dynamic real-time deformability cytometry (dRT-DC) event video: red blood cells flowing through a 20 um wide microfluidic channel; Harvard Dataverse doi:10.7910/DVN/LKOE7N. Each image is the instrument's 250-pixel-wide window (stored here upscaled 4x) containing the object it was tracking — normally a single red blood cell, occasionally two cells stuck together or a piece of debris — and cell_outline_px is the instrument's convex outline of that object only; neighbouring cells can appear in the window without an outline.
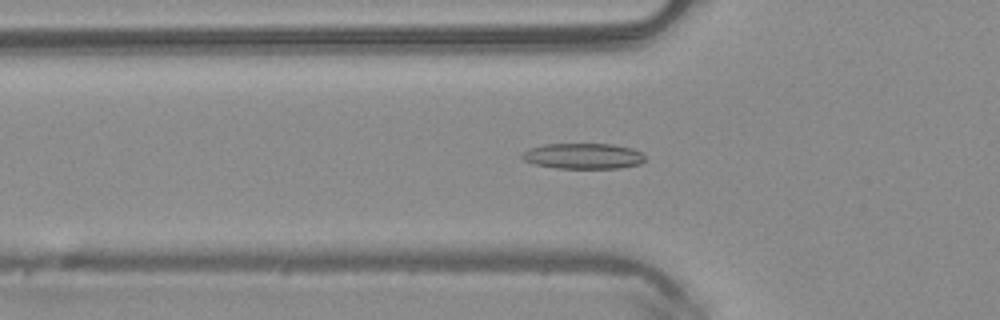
{"species": "common noctule bat (a hibernating species)", "species_latin": "Nyctalus noctula", "temperature_condition": "warm", "stored_images_in_passage": 49, "camera_frame_rate_fps": 3000, "um_per_image_px": 0.085, "animal": {"sex": "male", "body_mass_g": 20.4}, "frame": {"image": 1, "passage_image": 16, "time_ms": 5.0, "image_size_px": [1000, 320], "cell_outline_px": [[644, 160], [640, 164], [620, 168], [556, 168], [536, 164], [524, 160], [520, 156], [520, 152], [528, 148], [544, 144], [612, 144], [632, 148], [644, 152]], "centroid_in_image_um": [49.56, 13.26], "position_along_channel_um": 76.2, "area_um2": 18.55}}
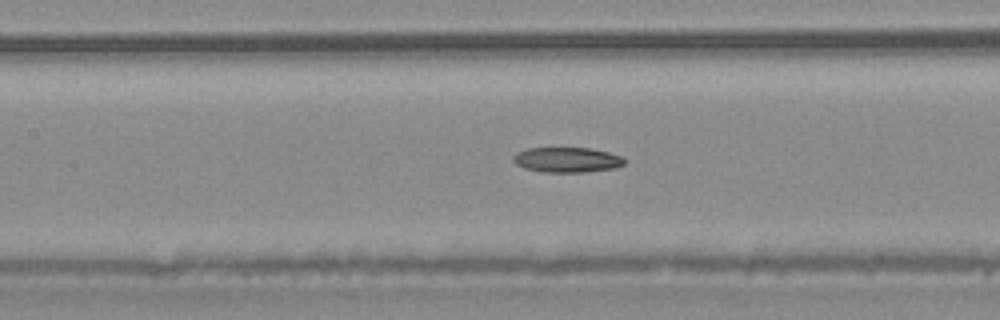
{"frame": {"image": 2, "passage_image": 22, "time_ms": 7.0, "image_size_px": [1000, 320], "cell_outline_px": [[624, 164], [616, 168], [584, 172], [544, 172], [524, 168], [516, 164], [512, 160], [512, 156], [516, 152], [528, 148], [592, 148], [624, 156]], "centroid_in_image_um": [48.19, 13.58], "position_along_channel_um": 159.2, "area_um2": 16.42}}
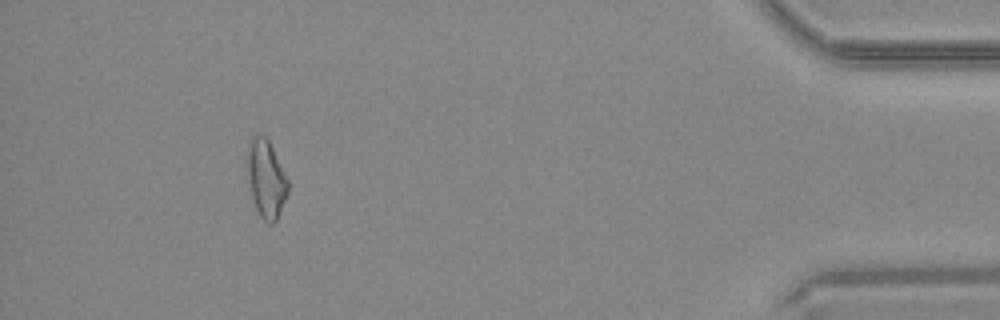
{"frame": {"image": 3, "passage_image": 45, "time_ms": 14.667, "image_size_px": [1000, 320], "cell_outline_px": [[288, 192], [276, 220], [272, 224], [268, 224], [260, 216], [256, 208], [252, 196], [248, 172], [248, 144], [252, 136], [264, 136], [268, 140], [288, 180]], "centroid_in_image_um": [22.63, 15.22], "position_along_channel_um": 412.6, "area_um2": 17.8}}